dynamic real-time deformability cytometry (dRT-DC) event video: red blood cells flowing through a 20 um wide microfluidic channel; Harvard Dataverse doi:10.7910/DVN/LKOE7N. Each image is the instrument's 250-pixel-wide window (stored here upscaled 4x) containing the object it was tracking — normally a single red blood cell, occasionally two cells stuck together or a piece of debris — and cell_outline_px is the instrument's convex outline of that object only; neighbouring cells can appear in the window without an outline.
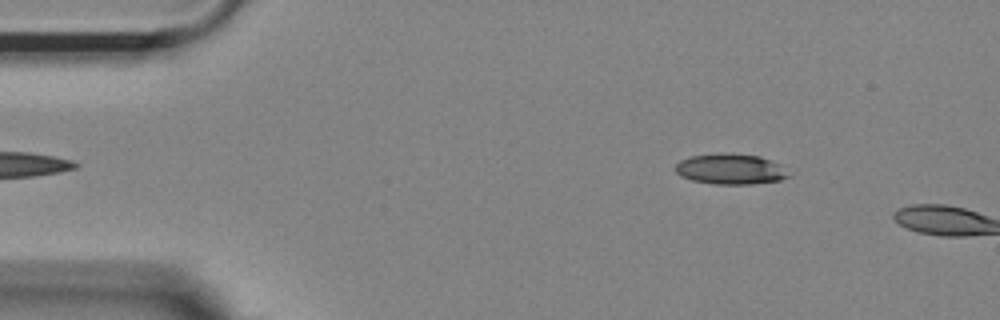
{"species": "Egyptian fruit bat (a non-hibernating species)", "species_latin": "Rousettus aegyptiacus", "temperature_condition": "room temperature", "stored_images_in_passage": 4, "camera_frame_rate_fps": 3000, "um_per_image_px": 0.085, "animal": {"sex": "female"}, "frame": {"image": 1, "passage_image": 2, "time_ms": 0.333, "image_size_px": [1000, 320], "cell_outline_px": [[792, 176], [780, 180], [752, 184], [716, 184], [692, 180], [680, 176], [676, 172], [676, 164], [680, 160], [692, 156], [720, 152], [732, 152], [760, 156], [772, 160], [780, 164]], "centroid_in_image_um": [62.12, 14.35], "position_along_channel_um": 22.9, "area_um2": 20.46}}